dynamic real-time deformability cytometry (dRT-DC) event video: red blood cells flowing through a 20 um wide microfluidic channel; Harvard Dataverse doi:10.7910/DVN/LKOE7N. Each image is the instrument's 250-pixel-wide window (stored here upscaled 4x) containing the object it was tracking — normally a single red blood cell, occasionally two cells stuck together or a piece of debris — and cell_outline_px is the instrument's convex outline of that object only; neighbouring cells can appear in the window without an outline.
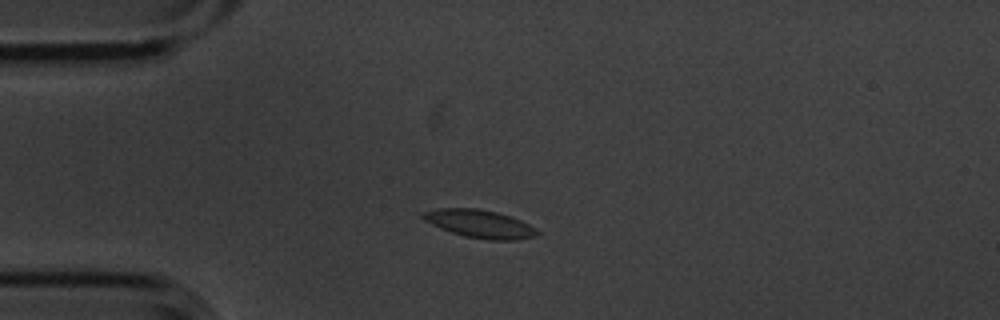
{"species": "common noctule bat (a hibernating species)", "species_latin": "Nyctalus noctula", "temperature_condition": "cold", "stored_images_in_passage": 7, "camera_frame_rate_fps": 3000, "um_per_image_px": 0.085, "animal": {"sex": "male", "body_mass_g": 20.1, "forearm_length_mm": 53.5}, "frame": {"image": 1, "passage_image": 2, "time_ms": 0.333, "image_size_px": [1000, 320], "cell_outline_px": [[540, 232], [536, 236], [516, 240], [488, 240], [464, 236], [440, 228], [424, 220], [420, 216], [420, 212], [440, 208], [476, 208], [496, 212], [512, 216], [536, 228]], "centroid_in_image_um": [40.78, 19.02], "position_along_channel_um": 44.2, "area_um2": 18.73}}
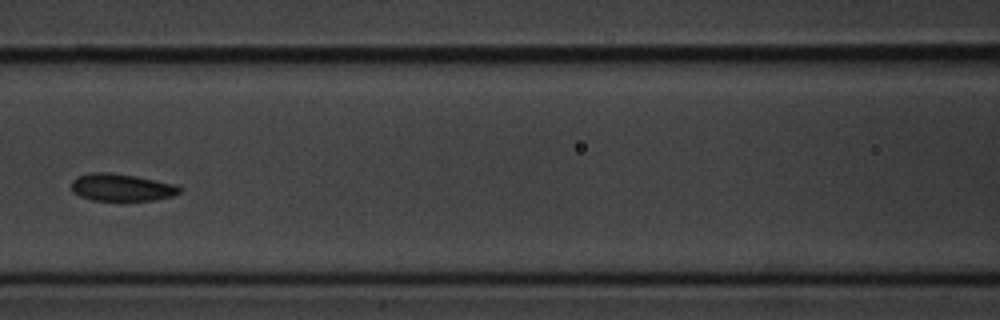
{"frame": {"image": 2, "passage_image": 5, "time_ms": 1.333, "image_size_px": [1000, 320], "cell_outline_px": [[180, 192], [172, 196], [152, 200], [92, 200], [80, 196], [72, 192], [72, 180], [76, 176], [92, 172], [112, 172], [136, 176], [172, 184], [180, 188]], "centroid_in_image_um": [10.26, 15.92], "position_along_channel_um": 156.3, "area_um2": 17.05}}
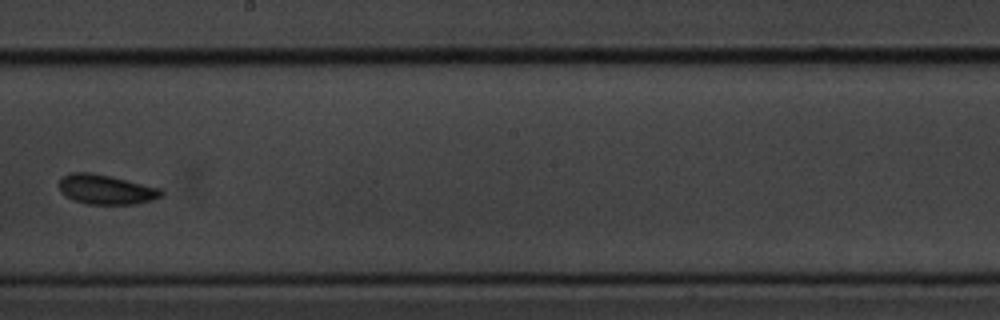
{"frame": {"image": 3, "passage_image": 7, "time_ms": 2.0, "image_size_px": [1000, 320], "cell_outline_px": [[164, 196], [152, 200], [136, 204], [88, 204], [72, 200], [64, 196], [60, 192], [56, 184], [60, 176], [72, 172], [92, 172], [112, 176], [160, 188], [164, 192]], "centroid_in_image_um": [8.95, 16.09], "position_along_channel_um": 239.3, "area_um2": 18.21}}